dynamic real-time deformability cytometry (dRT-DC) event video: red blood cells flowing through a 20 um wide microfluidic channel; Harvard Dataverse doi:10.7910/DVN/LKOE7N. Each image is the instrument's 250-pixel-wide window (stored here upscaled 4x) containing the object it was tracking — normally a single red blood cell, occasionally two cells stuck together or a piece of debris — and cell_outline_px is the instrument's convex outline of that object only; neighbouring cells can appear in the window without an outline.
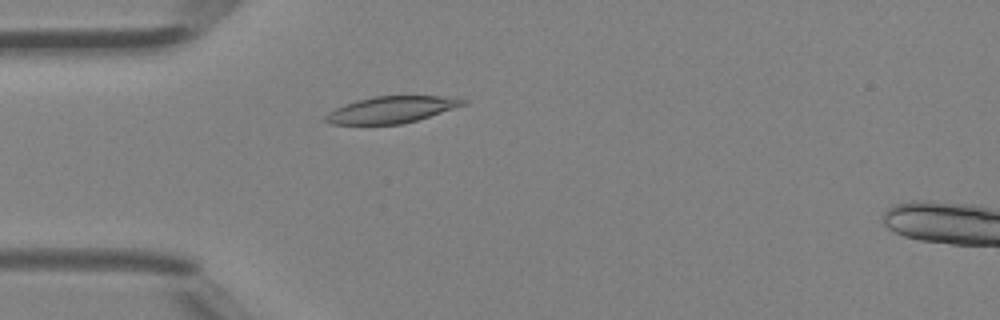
{"species": "Egyptian fruit bat (a non-hibernating species)", "species_latin": "Rousettus aegyptiacus", "temperature_condition": "room temperature", "stored_images_in_passage": 4, "camera_frame_rate_fps": 3000, "um_per_image_px": 0.085, "animal": {"sex": "female"}, "frame": {"image": 1, "passage_image": 3, "time_ms": 0.667, "image_size_px": [1000, 320], "cell_outline_px": [[468, 104], [416, 120], [400, 124], [332, 124], [324, 120], [324, 116], [328, 112], [344, 104], [356, 100], [372, 96], [440, 96], [468, 100]], "centroid_in_image_um": [33.26, 9.31], "position_along_channel_um": 51.7, "area_um2": 21.21}}